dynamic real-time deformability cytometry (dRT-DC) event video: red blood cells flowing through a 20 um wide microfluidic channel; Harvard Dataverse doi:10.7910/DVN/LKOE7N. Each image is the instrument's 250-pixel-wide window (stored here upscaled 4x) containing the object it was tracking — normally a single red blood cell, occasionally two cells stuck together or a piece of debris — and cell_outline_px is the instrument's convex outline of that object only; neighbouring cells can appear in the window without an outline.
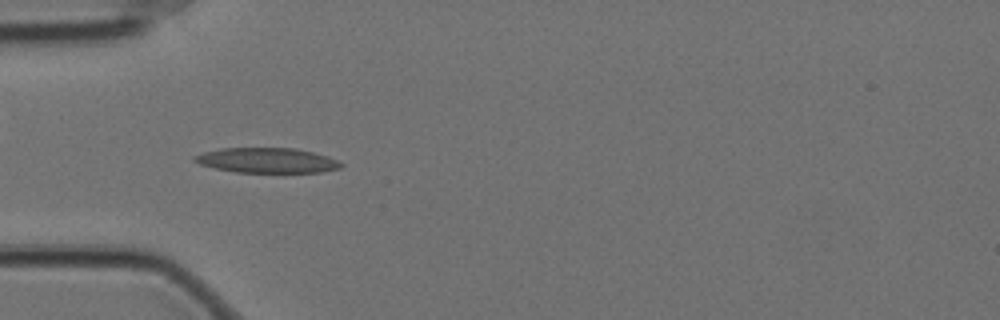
{"species": "Egyptian fruit bat (a non-hibernating species)", "species_latin": "Rousettus aegyptiacus", "temperature_condition": "cold", "stored_images_in_passage": 8, "camera_frame_rate_fps": 3000, "um_per_image_px": 0.085, "animal": {"sex": "female"}, "frame": {"image": 1, "passage_image": 2, "time_ms": 0.333, "image_size_px": [1000, 320], "cell_outline_px": [[344, 164], [340, 168], [320, 172], [236, 172], [216, 168], [200, 164], [192, 160], [192, 156], [204, 152], [220, 148], [296, 148], [328, 156]], "centroid_in_image_um": [22.68, 13.62], "position_along_channel_um": 62.3, "area_um2": 21.27}}
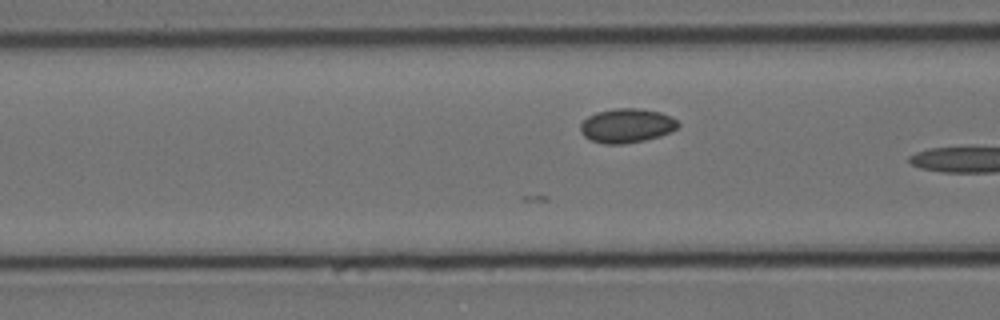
{"frame": {"image": 2, "passage_image": 4, "time_ms": 1.0, "image_size_px": [1000, 320], "cell_outline_px": [[680, 124], [676, 128], [660, 136], [644, 140], [624, 144], [604, 144], [592, 140], [584, 136], [580, 132], [580, 124], [588, 116], [596, 112], [616, 108], [640, 108], [660, 112], [676, 120]], "centroid_in_image_um": [53.24, 10.68], "position_along_channel_um": 113.4, "area_um2": 19.36}}